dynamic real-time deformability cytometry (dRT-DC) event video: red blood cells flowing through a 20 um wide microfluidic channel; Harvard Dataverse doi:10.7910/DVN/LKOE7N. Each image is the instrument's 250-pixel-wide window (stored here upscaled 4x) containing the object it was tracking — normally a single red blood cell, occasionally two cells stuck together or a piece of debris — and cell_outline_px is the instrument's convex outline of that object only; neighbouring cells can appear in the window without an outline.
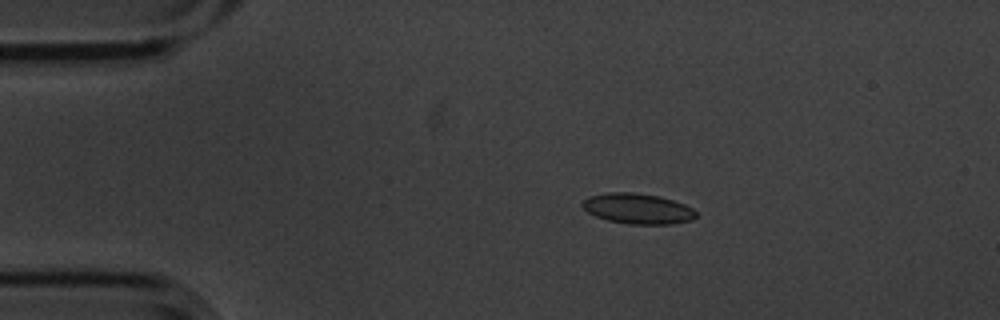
{"species": "common noctule bat (a hibernating species)", "species_latin": "Nyctalus noctula", "temperature_condition": "cold", "stored_images_in_passage": 10, "camera_frame_rate_fps": 3000, "um_per_image_px": 0.085, "animal": {"sex": "male", "body_mass_g": 20.1, "forearm_length_mm": 53.5}, "frame": {"image": 1, "passage_image": 2, "time_ms": 0.333, "image_size_px": [1000, 320], "cell_outline_px": [[696, 216], [692, 220], [672, 224], [628, 224], [608, 220], [596, 216], [588, 212], [580, 204], [588, 196], [608, 192], [632, 192], [660, 196], [684, 204], [692, 208], [696, 212]], "centroid_in_image_um": [54.2, 17.73], "position_along_channel_um": 30.8, "area_um2": 20.17}}
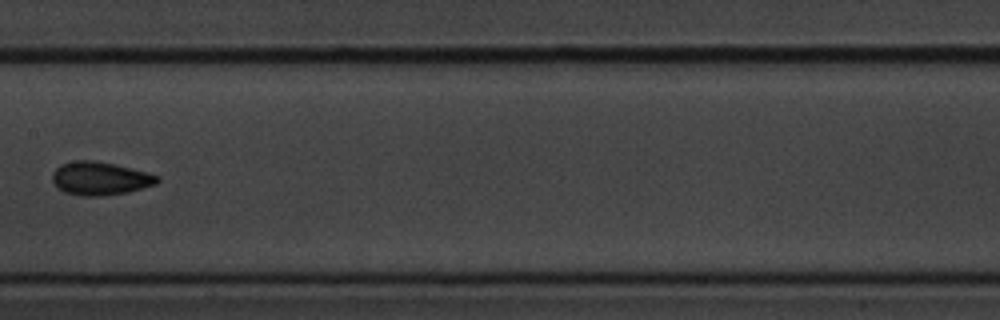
{"frame": {"image": 2, "passage_image": 7, "time_ms": 2.0, "image_size_px": [1000, 320], "cell_outline_px": [[160, 180], [156, 184], [128, 192], [100, 196], [80, 196], [64, 192], [56, 188], [52, 180], [52, 172], [60, 164], [72, 160], [92, 160], [116, 164], [148, 172], [160, 176]], "centroid_in_image_um": [8.49, 15.16], "position_along_channel_um": 198.9, "area_um2": 20.69}}
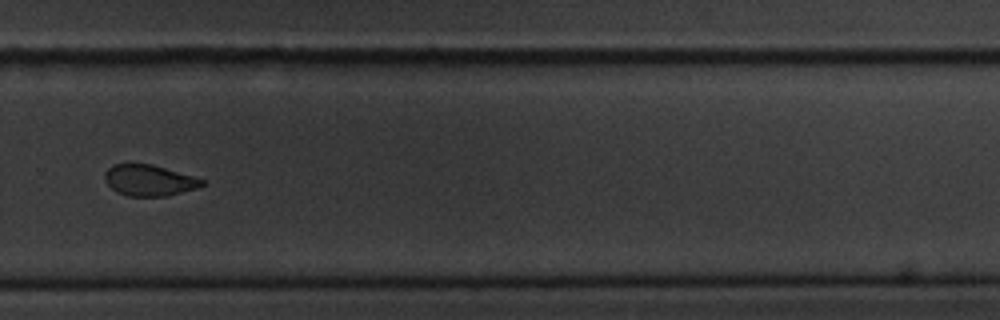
{"frame": {"image": 3, "passage_image": 10, "time_ms": 3.0, "image_size_px": [1000, 320], "cell_outline_px": [[204, 184], [196, 188], [164, 196], [128, 196], [116, 192], [104, 180], [104, 172], [112, 164], [152, 164], [192, 176], [204, 180]], "centroid_in_image_um": [12.62, 15.32], "position_along_channel_um": 317.2, "area_um2": 17.4}}